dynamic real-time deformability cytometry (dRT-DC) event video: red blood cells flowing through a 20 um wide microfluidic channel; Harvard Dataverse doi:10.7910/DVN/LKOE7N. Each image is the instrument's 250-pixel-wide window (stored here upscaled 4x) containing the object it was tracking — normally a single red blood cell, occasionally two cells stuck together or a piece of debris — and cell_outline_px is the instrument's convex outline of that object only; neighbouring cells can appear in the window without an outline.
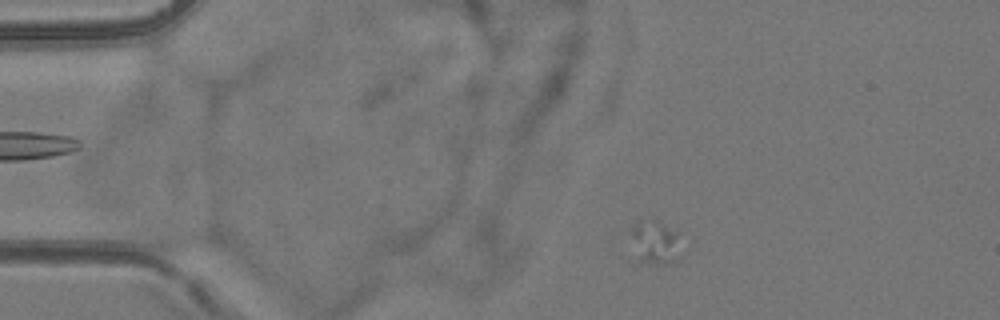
{"species": "common noctule bat (a hibernating species)", "species_latin": "Nyctalus noctula", "temperature_condition": "room temperature", "stored_images_in_passage": 26, "camera_frame_rate_fps": 3000, "um_per_image_px": 0.085, "animal": {"sex": "female", "body_mass_g": 24.6, "forearm_length_mm": 56.2}, "frame": {"image": 1, "passage_image": 13, "time_ms": 4.0, "image_size_px": [1000, 320], "cell_outline_px": [[680, 256], [676, 260], [668, 264], [664, 264], [636, 260], [632, 232], [632, 228], [640, 220], [656, 220], [672, 232]], "centroid_in_image_um": [55.61, 20.64], "position_along_channel_um": 29.4, "area_um2": 11.73}}
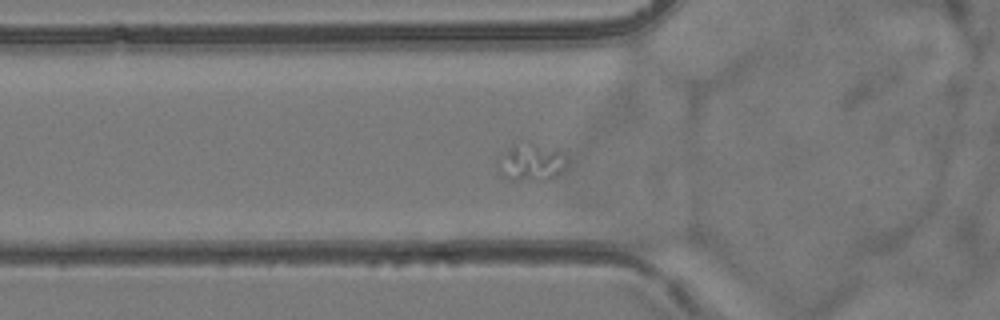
{"frame": {"image": 2, "passage_image": 22, "time_ms": 7.0, "image_size_px": [1000, 320], "cell_outline_px": [[564, 168], [556, 176], [544, 180], [508, 180], [500, 176], [496, 160], [512, 144], [528, 140], [532, 140], [560, 152]], "centroid_in_image_um": [45.02, 13.77], "position_along_channel_um": 80.8, "area_um2": 15.14}}